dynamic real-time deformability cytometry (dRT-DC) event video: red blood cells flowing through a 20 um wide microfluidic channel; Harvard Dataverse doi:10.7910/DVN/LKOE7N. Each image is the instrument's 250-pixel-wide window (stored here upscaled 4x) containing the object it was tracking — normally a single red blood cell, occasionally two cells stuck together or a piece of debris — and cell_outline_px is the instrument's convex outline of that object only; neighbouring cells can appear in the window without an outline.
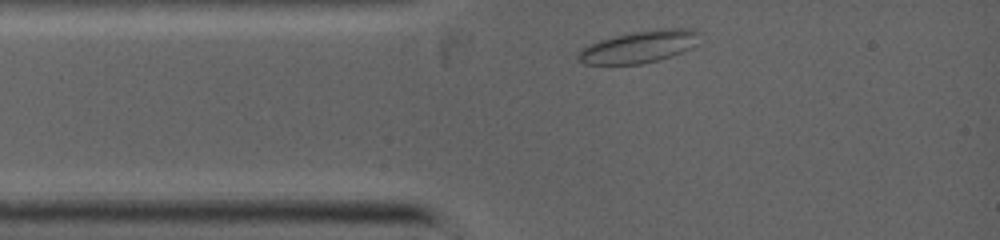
{"species": "common noctule bat (a hibernating species)", "species_latin": "Nyctalus noctula", "temperature_condition": "warm", "stored_images_in_passage": 25, "camera_frame_rate_fps": 5000, "um_per_image_px": 0.085, "animal": {"sex": "female", "body_mass_g": 19.0, "forearm_length_mm": 53.3}, "frame": {"image": 1, "passage_image": 1, "time_ms": 0.0, "image_size_px": [1000, 240], "cell_outline_px": [[700, 32], [696, 44], [680, 52], [656, 60], [640, 64], [584, 64], [576, 56], [584, 48], [600, 40], [632, 32], [656, 28], [696, 28]], "centroid_in_image_um": [54.37, 3.95], "position_along_channel_um": 30.6, "area_um2": 22.31}}
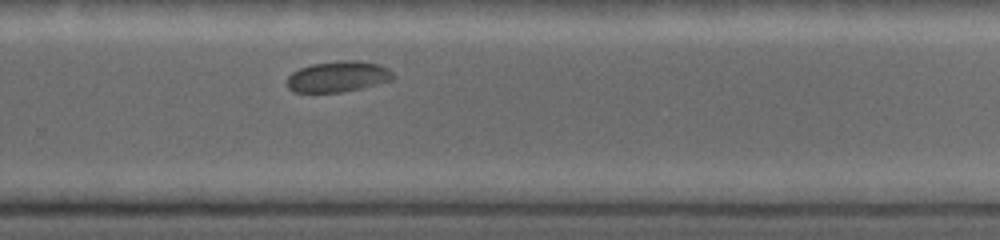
{"frame": {"image": 2, "passage_image": 16, "time_ms": 6.0, "image_size_px": [1000, 240], "cell_outline_px": [[396, 76], [392, 80], [344, 92], [292, 92], [288, 88], [288, 76], [292, 72], [300, 68], [312, 64], [340, 60], [356, 60], [380, 64], [388, 68]], "centroid_in_image_um": [28.74, 6.5], "position_along_channel_um": 301.1, "area_um2": 19.13}}
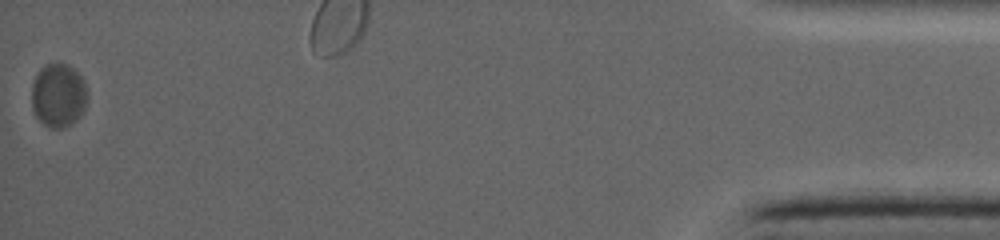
{"frame": {"image": 3, "passage_image": 25, "time_ms": 9.2, "image_size_px": [1000, 240], "cell_outline_px": [[88, 100], [80, 116], [72, 124], [60, 128], [48, 128], [36, 116], [32, 108], [32, 84], [40, 68], [44, 64], [56, 60], [68, 64], [84, 80], [88, 92]], "centroid_in_image_um": [4.97, 8.07], "position_along_channel_um": 430.2, "area_um2": 21.15}}